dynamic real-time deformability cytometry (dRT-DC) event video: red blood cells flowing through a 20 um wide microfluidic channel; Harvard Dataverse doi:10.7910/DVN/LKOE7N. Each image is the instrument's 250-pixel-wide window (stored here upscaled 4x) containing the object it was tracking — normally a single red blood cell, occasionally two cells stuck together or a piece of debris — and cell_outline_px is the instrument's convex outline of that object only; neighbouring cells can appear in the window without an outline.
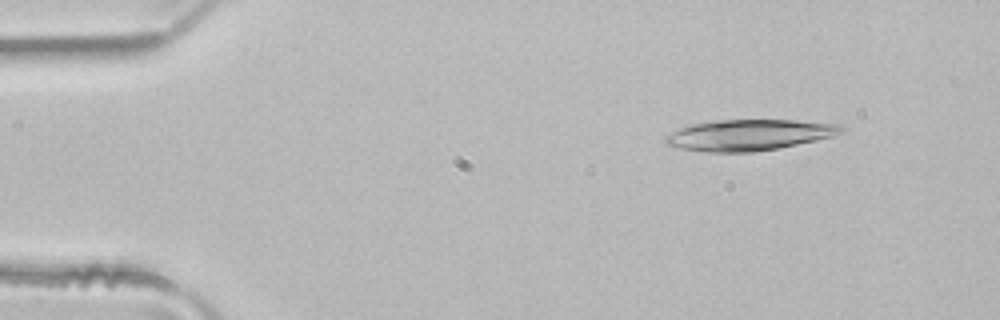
{"species": "common noctule bat (a hibernating species)", "species_latin": "Nyctalus noctula", "temperature_condition": "room temperature", "stored_images_in_passage": 3, "camera_frame_rate_fps": 3000, "um_per_image_px": 0.085, "animal": {"sex": "male", "body_mass_g": 21.5, "forearm_length_mm": 52.0}, "frame": {"image": 1, "passage_image": 1, "time_ms": 0.0, "image_size_px": [1000, 320], "cell_outline_px": [[844, 128], [840, 132], [832, 136], [816, 140], [776, 148], [752, 152], [704, 152], [680, 148], [664, 144], [664, 136], [680, 128], [692, 124], [716, 120], [796, 120], [840, 124]], "centroid_in_image_um": [63.62, 11.47], "position_along_channel_um": 21.4, "area_um2": 31.56}}